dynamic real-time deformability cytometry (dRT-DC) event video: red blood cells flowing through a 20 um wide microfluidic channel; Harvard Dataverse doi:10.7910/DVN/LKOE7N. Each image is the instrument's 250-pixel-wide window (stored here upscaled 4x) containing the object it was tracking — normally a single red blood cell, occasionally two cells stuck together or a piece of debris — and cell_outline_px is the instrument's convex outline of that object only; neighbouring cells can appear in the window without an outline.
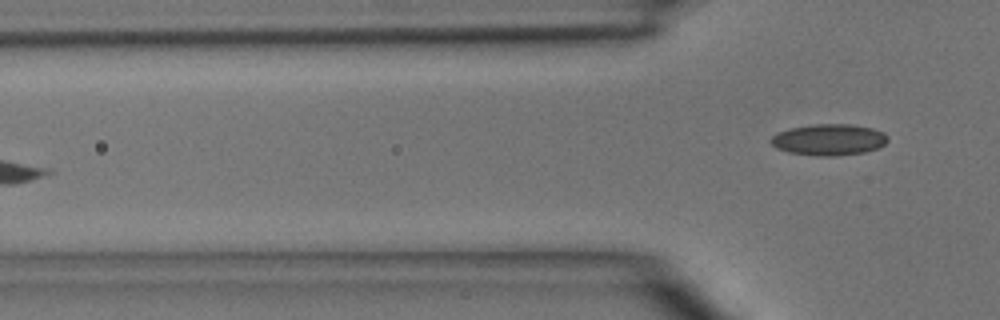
{"species": "common noctule bat (a hibernating species)", "species_latin": "Nyctalus noctula", "temperature_condition": "room temperature", "stored_images_in_passage": 6, "segment_of_instrument_passage": [2, 2], "camera_frame_rate_fps": 3000, "um_per_image_px": 0.085, "animal": {"sex": "male", "body_mass_g": 15.6}, "frame": {"image": 1, "passage_image": 6, "time_ms": 5.667, "image_size_px": [1000, 320], "cell_outline_px": [[888, 140], [880, 148], [864, 152], [836, 156], [816, 156], [788, 152], [776, 148], [768, 140], [776, 132], [792, 128], [812, 124], [848, 124], [872, 128], [884, 132], [888, 136]], "centroid_in_image_um": [70.45, 11.88], "position_along_channel_um": 55.3, "area_um2": 21.5}}